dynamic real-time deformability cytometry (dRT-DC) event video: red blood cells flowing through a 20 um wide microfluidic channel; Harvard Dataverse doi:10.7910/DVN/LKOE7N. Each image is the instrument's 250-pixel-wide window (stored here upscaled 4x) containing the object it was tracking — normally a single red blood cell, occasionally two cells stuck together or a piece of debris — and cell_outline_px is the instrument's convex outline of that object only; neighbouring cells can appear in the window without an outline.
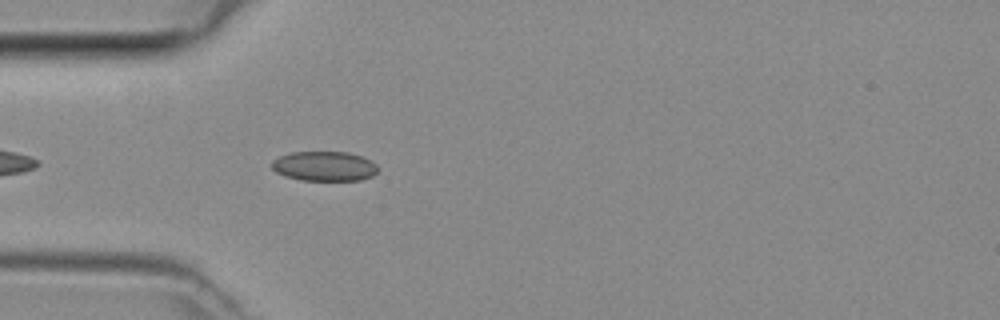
{"species": "common noctule bat (a hibernating species)", "species_latin": "Nyctalus noctula", "temperature_condition": "room temperature", "stored_images_in_passage": 4, "camera_frame_rate_fps": 3000, "um_per_image_px": 0.085, "animal": {"sex": "female", "body_mass_g": 29.2, "forearm_length_mm": 56.3}, "frame": {"image": 1, "passage_image": 4, "time_ms": 1.0, "image_size_px": [1000, 320], "cell_outline_px": [[376, 172], [372, 176], [360, 180], [300, 180], [276, 172], [272, 168], [272, 160], [280, 156], [292, 152], [348, 152], [372, 160], [376, 164]], "centroid_in_image_um": [27.57, 14.12], "position_along_channel_um": 57.4, "area_um2": 18.21}}